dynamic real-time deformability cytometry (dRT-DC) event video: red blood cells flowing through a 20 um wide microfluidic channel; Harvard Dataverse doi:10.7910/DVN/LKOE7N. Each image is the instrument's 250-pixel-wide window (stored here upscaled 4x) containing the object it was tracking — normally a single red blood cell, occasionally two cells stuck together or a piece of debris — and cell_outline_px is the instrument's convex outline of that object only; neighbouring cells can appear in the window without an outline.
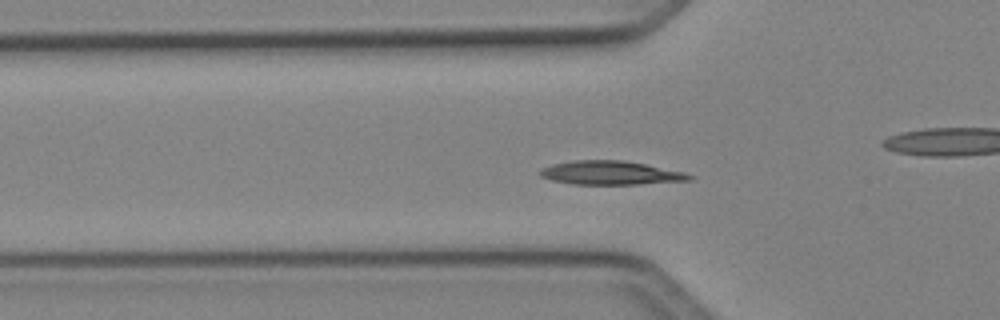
{"species": "Egyptian fruit bat (a non-hibernating species)", "species_latin": "Rousettus aegyptiacus", "temperature_condition": "cold", "stored_images_in_passage": 36, "camera_frame_rate_fps": 3000, "um_per_image_px": 0.085, "animal": {"sex": "female"}, "frame": {"image": 1, "passage_image": 2, "time_ms": 0.333, "image_size_px": [1000, 320], "cell_outline_px": [[696, 176], [692, 180], [636, 184], [572, 184], [552, 180], [540, 176], [536, 172], [540, 168], [552, 164], [576, 160], [624, 160], [684, 172]], "centroid_in_image_um": [51.87, 14.69], "position_along_channel_um": 73.9, "area_um2": 20.69}}
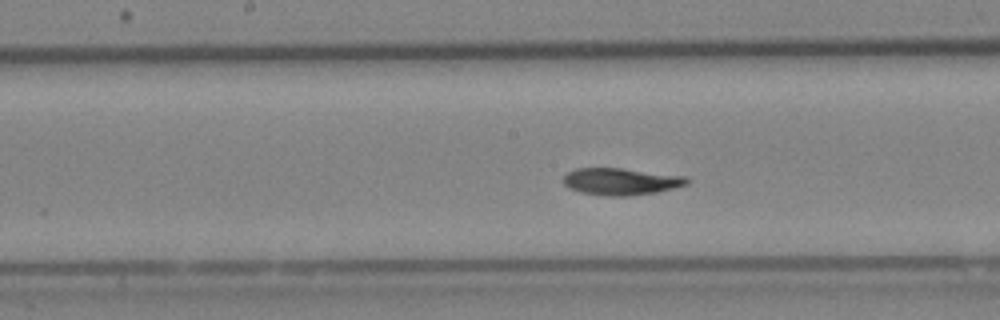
{"frame": {"image": 2, "passage_image": 11, "time_ms": 3.333, "image_size_px": [1000, 320], "cell_outline_px": [[688, 184], [656, 192], [628, 196], [608, 196], [580, 192], [568, 188], [564, 184], [564, 176], [568, 172], [576, 168], [620, 168], [684, 176], [688, 180]], "centroid_in_image_um": [52.74, 15.43], "position_along_channel_um": 195.5, "area_um2": 19.19}}
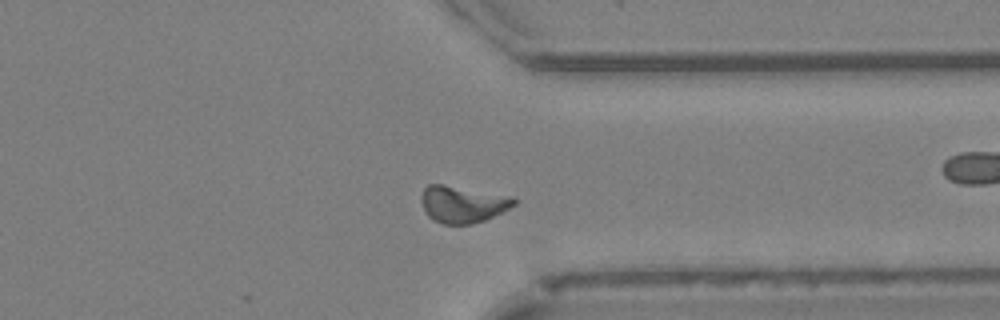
{"frame": {"image": 3, "passage_image": 24, "time_ms": 7.667, "image_size_px": [1000, 320], "cell_outline_px": [[516, 204], [484, 220], [472, 224], [440, 224], [432, 220], [424, 212], [420, 200], [420, 196], [424, 188], [428, 184], [444, 184], [512, 196], [516, 200]], "centroid_in_image_um": [39.26, 17.35], "position_along_channel_um": 372.1, "area_um2": 20.06}, "authors_computed_cell_mechanics": {"area_um2": 18.6983, "velocity_mm_per_s": 4.0763, "shape_relaxation_time_tau1_ms": 3.6486, "shape_relaxation_time_tau2_ms": null, "deformation_change_tau1": 0.138, "deformation_change_tau2": null}}